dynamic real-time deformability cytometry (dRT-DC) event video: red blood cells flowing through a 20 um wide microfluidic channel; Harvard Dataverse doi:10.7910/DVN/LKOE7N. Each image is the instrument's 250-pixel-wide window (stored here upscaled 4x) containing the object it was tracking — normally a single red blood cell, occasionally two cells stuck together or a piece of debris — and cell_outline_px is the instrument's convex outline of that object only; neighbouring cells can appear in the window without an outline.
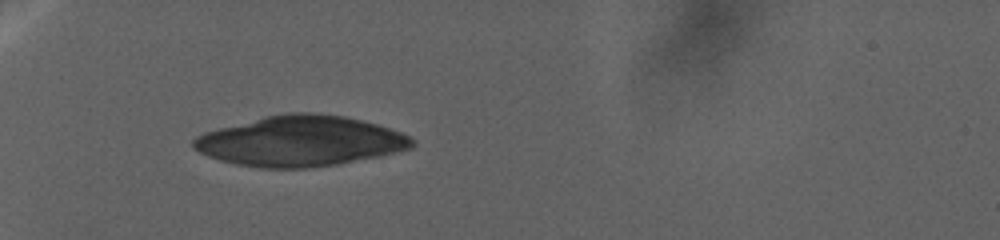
{"species": "human", "species_latin": "Homo sapiens", "temperature_condition": "warm", "stored_images_in_passage": 130, "camera_frame_rate_fps": 3000, "um_per_image_px": 0.085, "donor": {"sex": "female"}, "frame": {"image": 1, "passage_image": 1, "time_ms": 0.0, "image_size_px": [1000, 240], "cell_outline_px": [[416, 144], [412, 148], [380, 156], [336, 164], [304, 168], [260, 168], [236, 164], [220, 160], [208, 156], [192, 148], [192, 140], [196, 136], [204, 132], [264, 116], [288, 112], [316, 112], [344, 116], [376, 124], [400, 132], [416, 140]], "centroid_in_image_um": [25.51, 11.99], "position_along_channel_um": 59.5, "area_um2": 64.16}}